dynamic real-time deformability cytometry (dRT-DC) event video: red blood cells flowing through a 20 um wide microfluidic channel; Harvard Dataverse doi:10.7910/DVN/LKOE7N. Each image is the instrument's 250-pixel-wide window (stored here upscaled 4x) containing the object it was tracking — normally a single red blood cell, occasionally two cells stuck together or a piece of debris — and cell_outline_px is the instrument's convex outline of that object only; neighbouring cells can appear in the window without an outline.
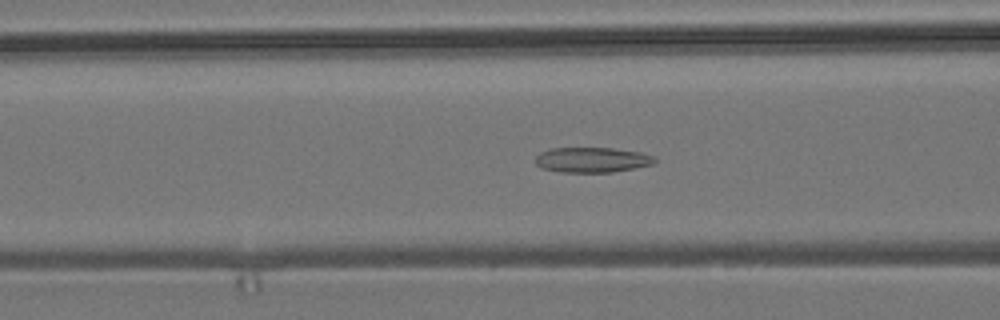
{"species": "common noctule bat (a hibernating species)", "species_latin": "Nyctalus noctula", "temperature_condition": "room temperature", "stored_images_in_passage": 56, "camera_frame_rate_fps": 3000, "um_per_image_px": 0.085, "animal": {"sex": "male", "body_mass_g": 19.2, "forearm_length_mm": 51.8}, "frame": {"image": 1, "passage_image": 21, "time_ms": 6.667, "image_size_px": [1000, 320], "cell_outline_px": [[656, 160], [652, 164], [636, 168], [612, 172], [560, 172], [540, 168], [536, 164], [536, 156], [540, 152], [552, 148], [612, 148], [640, 152], [656, 156]], "centroid_in_image_um": [50.33, 13.59], "position_along_channel_um": 116.3, "area_um2": 17.57}}
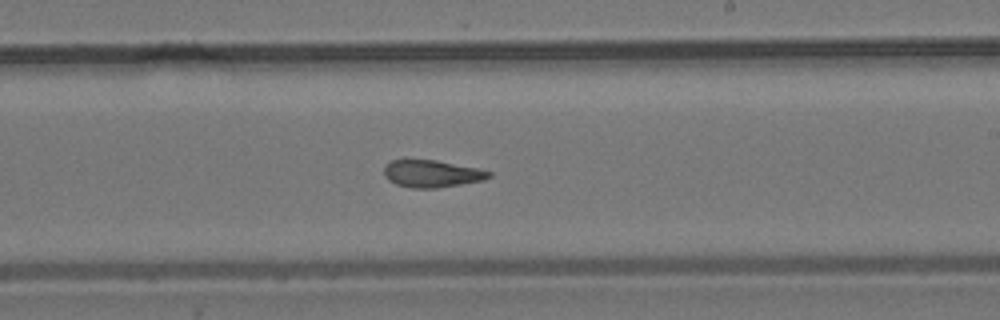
{"frame": {"image": 2, "passage_image": 32, "time_ms": 10.333, "image_size_px": [1000, 320], "cell_outline_px": [[492, 176], [484, 180], [436, 188], [412, 188], [396, 184], [388, 180], [384, 176], [384, 168], [392, 160], [404, 156], [436, 160], [476, 168], [492, 172]], "centroid_in_image_um": [36.64, 14.72], "position_along_channel_um": 252.4, "area_um2": 17.11}}
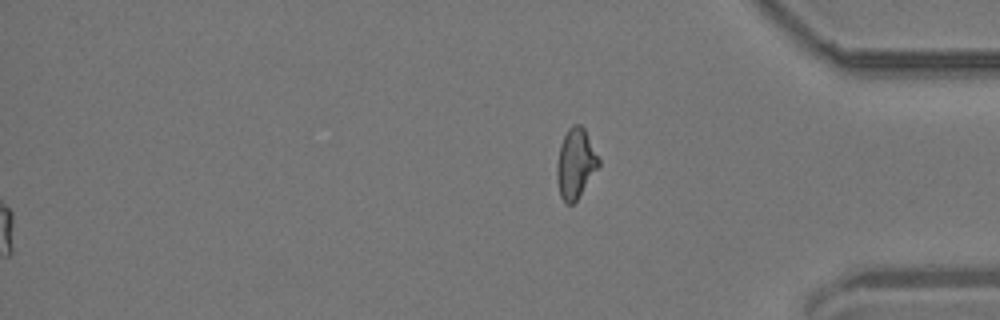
{"frame": {"image": 3, "passage_image": 56, "time_ms": 18.333, "image_size_px": [1000, 320], "cell_outline_px": [[600, 164], [576, 200], [572, 204], [568, 204], [560, 196], [556, 180], [556, 168], [560, 144], [568, 128], [572, 124], [580, 124], [584, 128], [600, 160]], "centroid_in_image_um": [48.9, 13.87], "position_along_channel_um": 386.3, "area_um2": 16.82}, "authors_computed_cell_mechanics": {"area_um2": 17.7735, "velocity_mm_per_s": 3.7092, "shape_relaxation_time_tau1_ms": null, "shape_relaxation_time_tau2_ms": 2.9675, "deformation_change_tau1": null, "deformation_change_tau2": 0.1179}}